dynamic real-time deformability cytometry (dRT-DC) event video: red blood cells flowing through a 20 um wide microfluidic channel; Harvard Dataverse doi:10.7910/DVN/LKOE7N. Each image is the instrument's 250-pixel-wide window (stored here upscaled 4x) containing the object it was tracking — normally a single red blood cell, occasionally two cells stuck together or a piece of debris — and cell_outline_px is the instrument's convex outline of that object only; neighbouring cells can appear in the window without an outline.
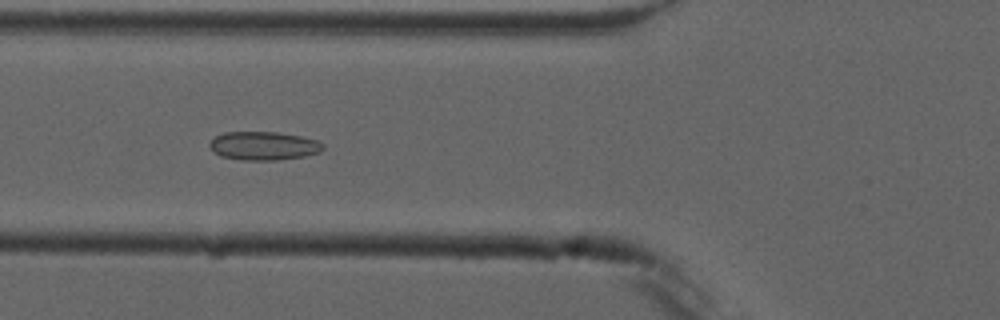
{"species": "common noctule bat (a hibernating species)", "species_latin": "Nyctalus noctula", "temperature_condition": "cold", "stored_images_in_passage": 6, "camera_frame_rate_fps": 3000, "um_per_image_px": 0.085, "animal": {"sex": "male", "forearm_length_mm": 52.5}, "frame": {"image": 1, "passage_image": 6, "time_ms": 6.333, "image_size_px": [1000, 320], "cell_outline_px": [[324, 148], [320, 152], [304, 156], [276, 160], [244, 160], [220, 156], [212, 152], [208, 144], [216, 136], [224, 132], [276, 132], [300, 136], [316, 140], [324, 144]], "centroid_in_image_um": [22.39, 12.4], "position_along_channel_um": 103.4, "area_um2": 18.84}}